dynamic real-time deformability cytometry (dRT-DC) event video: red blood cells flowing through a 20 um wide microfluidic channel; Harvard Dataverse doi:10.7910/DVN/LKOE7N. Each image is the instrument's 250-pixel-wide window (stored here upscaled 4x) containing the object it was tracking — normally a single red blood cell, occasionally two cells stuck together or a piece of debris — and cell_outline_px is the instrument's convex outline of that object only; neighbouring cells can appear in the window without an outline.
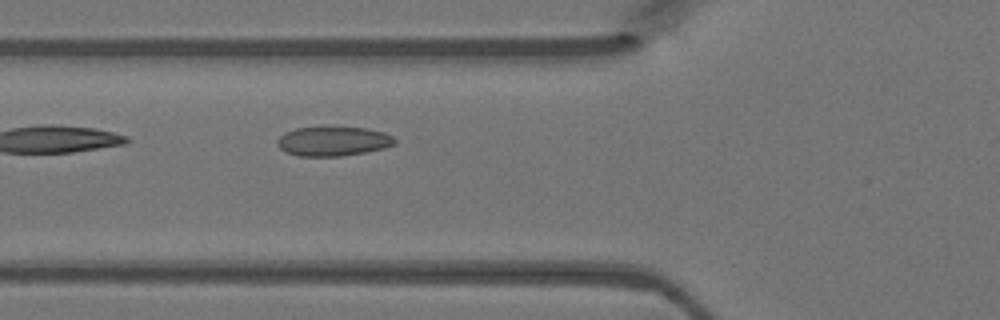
{"species": "Egyptian fruit bat (a non-hibernating species)", "species_latin": "Rousettus aegyptiacus", "temperature_condition": "warm", "stored_images_in_passage": 29, "camera_frame_rate_fps": 3000, "um_per_image_px": 0.085, "animal": {"sex": "female"}, "frame": {"image": 1, "passage_image": 3, "time_ms": 0.667, "image_size_px": [1000, 320], "cell_outline_px": [[396, 144], [384, 148], [364, 152], [340, 156], [296, 156], [284, 152], [276, 144], [276, 140], [284, 132], [296, 128], [368, 128], [384, 132], [392, 136], [396, 140]], "centroid_in_image_um": [28.29, 12.02], "position_along_channel_um": 97.5, "area_um2": 20.06}}
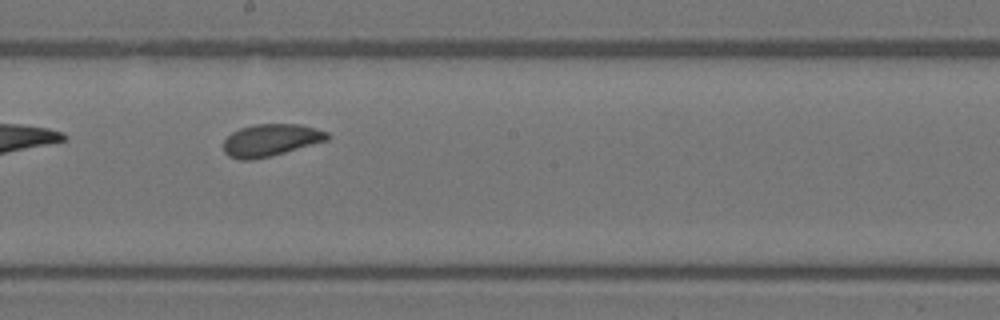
{"frame": {"image": 2, "passage_image": 12, "time_ms": 3.667, "image_size_px": [1000, 320], "cell_outline_px": [[328, 140], [272, 156], [252, 160], [240, 160], [228, 156], [224, 152], [224, 140], [232, 132], [240, 128], [256, 124], [300, 124], [328, 132]], "centroid_in_image_um": [22.99, 11.92], "position_along_channel_um": 225.2, "area_um2": 19.48}}
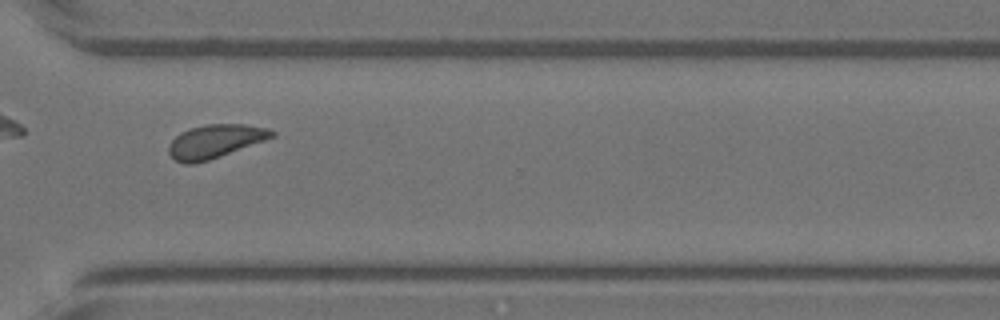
{"frame": {"image": 3, "passage_image": 21, "time_ms": 6.667, "image_size_px": [1000, 320], "cell_outline_px": [[276, 136], [220, 156], [196, 164], [184, 164], [176, 160], [168, 152], [168, 144], [180, 132], [204, 124], [244, 124], [268, 128], [276, 132]], "centroid_in_image_um": [18.28, 12.01], "position_along_channel_um": 352.3, "area_um2": 20.06}}